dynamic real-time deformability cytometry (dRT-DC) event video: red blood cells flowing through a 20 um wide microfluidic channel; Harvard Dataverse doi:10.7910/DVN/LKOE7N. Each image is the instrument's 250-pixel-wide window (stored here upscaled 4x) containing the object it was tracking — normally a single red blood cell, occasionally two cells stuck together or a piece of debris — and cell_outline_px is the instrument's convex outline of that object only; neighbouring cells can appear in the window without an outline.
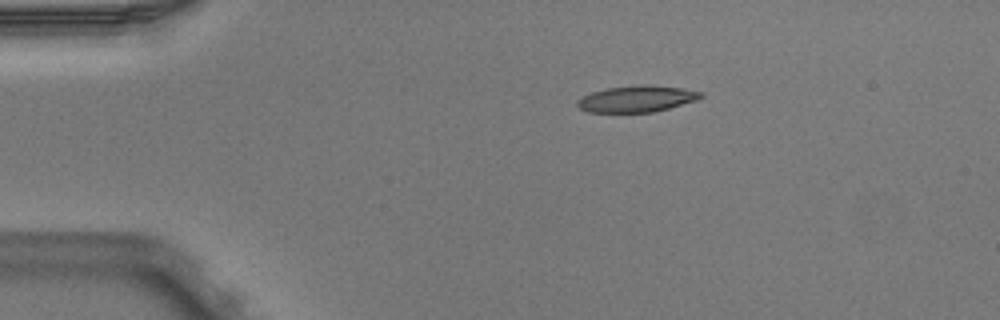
{"species": "Egyptian fruit bat (a non-hibernating species)", "species_latin": "Rousettus aegyptiacus", "temperature_condition": "warm", "stored_images_in_passage": 2, "camera_frame_rate_fps": 3000, "um_per_image_px": 0.085, "animal": {"sex": "male"}, "frame": {"image": 1, "passage_image": 1, "time_ms": 0.0, "image_size_px": [1000, 320], "cell_outline_px": [[704, 96], [696, 100], [668, 108], [652, 112], [588, 112], [580, 108], [576, 104], [576, 100], [592, 92], [608, 88], [640, 84], [648, 84], [684, 88], [704, 92]], "centroid_in_image_um": [54.15, 8.39], "position_along_channel_um": 30.8, "area_um2": 19.02}}